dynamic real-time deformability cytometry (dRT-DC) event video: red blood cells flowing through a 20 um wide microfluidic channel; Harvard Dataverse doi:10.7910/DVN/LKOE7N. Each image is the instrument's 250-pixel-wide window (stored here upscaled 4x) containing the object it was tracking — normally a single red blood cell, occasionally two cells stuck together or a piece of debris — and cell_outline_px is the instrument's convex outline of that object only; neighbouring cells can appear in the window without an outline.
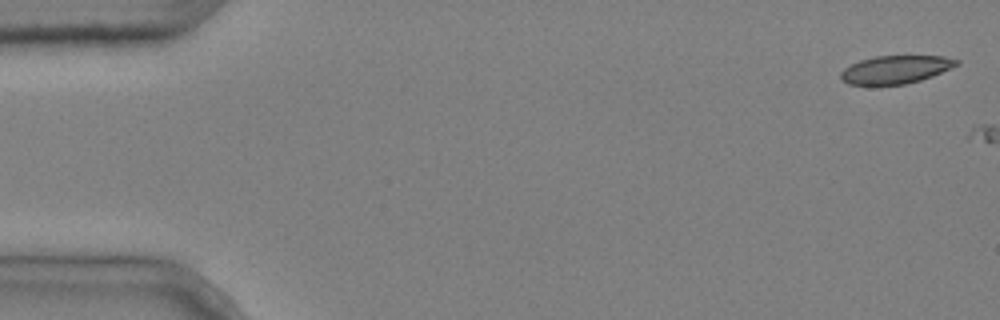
{"species": "common noctule bat (a hibernating species)", "species_latin": "Nyctalus noctula", "temperature_condition": "cold", "stored_images_in_passage": 5, "camera_frame_rate_fps": 3000, "um_per_image_px": 0.085, "animal": {"sex": "male", "body_mass_g": 20.4}, "frame": {"image": 1, "passage_image": 1, "time_ms": 0.0, "image_size_px": [1000, 320], "cell_outline_px": [[960, 64], [932, 76], [920, 80], [904, 84], [848, 84], [840, 80], [840, 72], [844, 68], [860, 60], [876, 56], [944, 56], [960, 60]], "centroid_in_image_um": [76.13, 5.9], "position_along_channel_um": 8.9, "area_um2": 18.79}}